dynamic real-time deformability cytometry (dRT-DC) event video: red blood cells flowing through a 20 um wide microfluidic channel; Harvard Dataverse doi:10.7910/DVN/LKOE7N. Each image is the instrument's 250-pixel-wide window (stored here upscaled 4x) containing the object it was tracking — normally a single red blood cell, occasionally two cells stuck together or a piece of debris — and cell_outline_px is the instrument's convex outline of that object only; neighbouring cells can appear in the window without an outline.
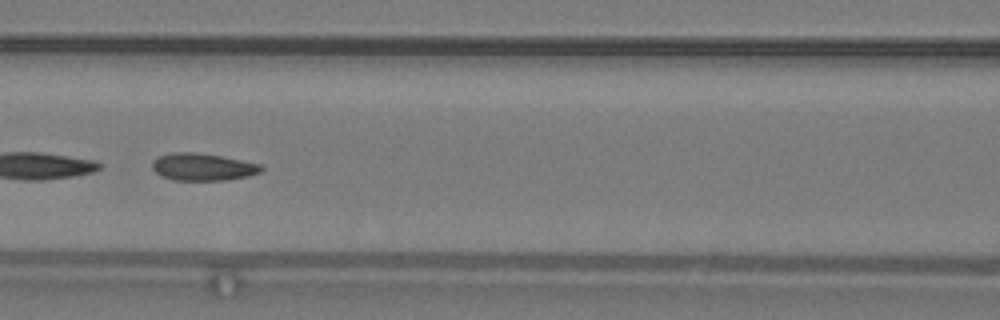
{"species": "common noctule bat (a hibernating species)", "species_latin": "Nyctalus noctula", "temperature_condition": "warm", "stored_images_in_passage": 34, "segment_of_instrument_passage": [2, 2], "camera_frame_rate_fps": 3000, "um_per_image_px": 0.085, "animal": {"sex": "male", "body_mass_g": 19.2, "forearm_length_mm": 51.8}, "frame": {"image": 1, "passage_image": 24, "time_ms": 7.667, "image_size_px": [1000, 320], "cell_outline_px": [[264, 168], [260, 172], [248, 176], [224, 180], [172, 180], [156, 172], [152, 168], [152, 160], [156, 156], [172, 152], [196, 152], [220, 156], [260, 164]], "centroid_in_image_um": [17.2, 14.18], "position_along_channel_um": 149.4, "area_um2": 17.28}}